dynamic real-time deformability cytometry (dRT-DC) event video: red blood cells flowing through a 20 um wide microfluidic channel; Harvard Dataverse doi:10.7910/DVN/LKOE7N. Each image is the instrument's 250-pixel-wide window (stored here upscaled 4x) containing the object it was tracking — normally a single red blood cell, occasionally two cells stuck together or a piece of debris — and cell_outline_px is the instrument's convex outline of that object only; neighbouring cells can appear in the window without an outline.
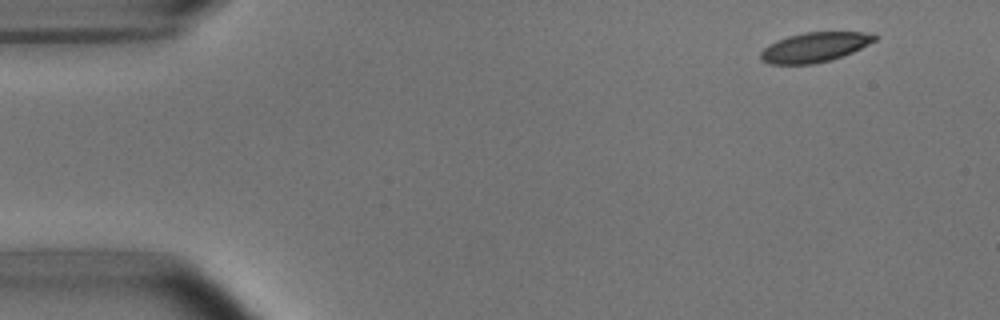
{"species": "common noctule bat (a hibernating species)", "species_latin": "Nyctalus noctula", "temperature_condition": "room temperature", "stored_images_in_passage": 3, "camera_frame_rate_fps": 3000, "um_per_image_px": 0.085, "animal": {"sex": "male", "body_mass_g": 15.6}, "frame": {"image": 1, "passage_image": 1, "time_ms": 0.0, "image_size_px": [1000, 320], "cell_outline_px": [[876, 40], [852, 52], [832, 60], [816, 64], [768, 64], [760, 56], [760, 52], [768, 44], [776, 40], [788, 36], [804, 32], [872, 32], [876, 36]], "centroid_in_image_um": [69.24, 4.01], "position_along_channel_um": 15.8, "area_um2": 19.77}}